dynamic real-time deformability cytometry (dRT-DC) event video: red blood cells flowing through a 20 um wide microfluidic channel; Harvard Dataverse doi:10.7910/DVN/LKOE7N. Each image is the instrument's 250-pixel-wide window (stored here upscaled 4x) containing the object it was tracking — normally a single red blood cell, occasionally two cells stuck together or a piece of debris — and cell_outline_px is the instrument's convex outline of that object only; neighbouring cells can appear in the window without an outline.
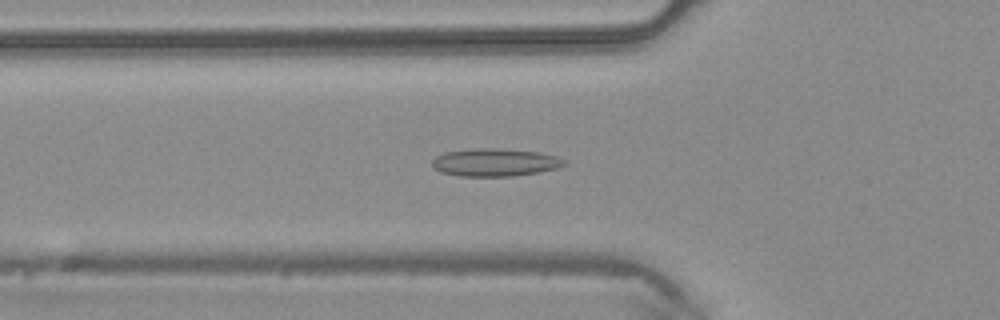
{"species": "common noctule bat (a hibernating species)", "species_latin": "Nyctalus noctula", "temperature_condition": "warm", "stored_images_in_passage": 45, "camera_frame_rate_fps": 3000, "um_per_image_px": 0.085, "animal": {"sex": "male", "body_mass_g": 20.4}, "frame": {"image": 1, "passage_image": 16, "time_ms": 5.0, "image_size_px": [1000, 320], "cell_outline_px": [[568, 164], [556, 168], [540, 172], [512, 176], [460, 176], [440, 172], [432, 168], [432, 160], [436, 156], [444, 152], [472, 148], [492, 148], [540, 152], [556, 156], [564, 160]], "centroid_in_image_um": [42.04, 13.8], "position_along_channel_um": 83.8, "area_um2": 21.5}}
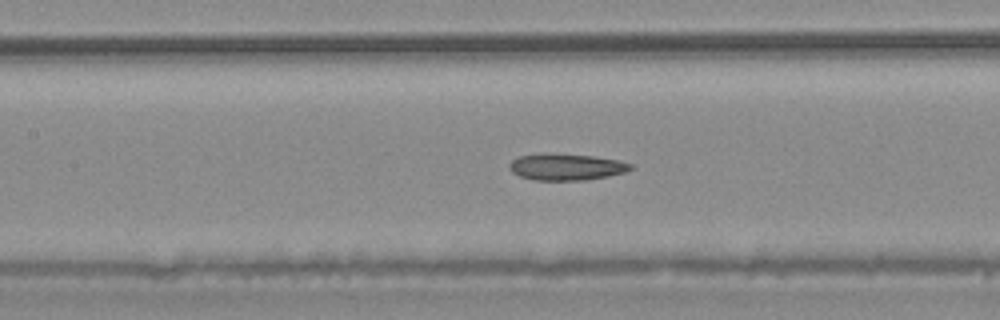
{"frame": {"image": 2, "passage_image": 21, "time_ms": 6.667, "image_size_px": [1000, 320], "cell_outline_px": [[632, 168], [624, 172], [608, 176], [588, 180], [532, 180], [520, 176], [512, 172], [508, 168], [508, 164], [512, 160], [520, 156], [540, 152], [596, 156], [620, 160], [632, 164]], "centroid_in_image_um": [48.1, 14.17], "position_along_channel_um": 159.3, "area_um2": 19.07}}
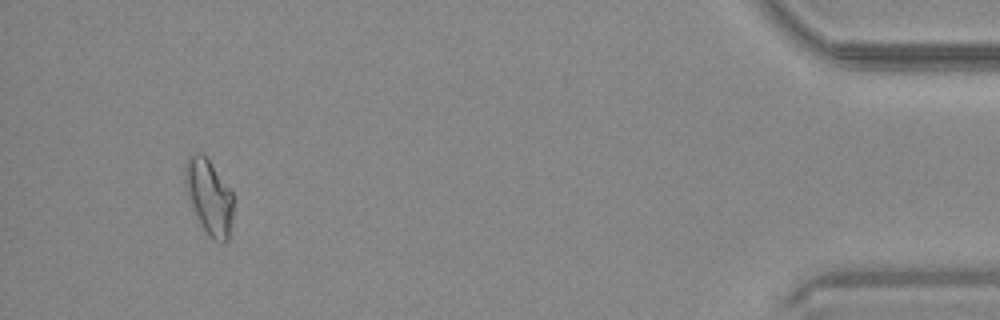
{"frame": {"image": 3, "passage_image": 43, "time_ms": 14.0, "image_size_px": [1000, 320], "cell_outline_px": [[232, 220], [228, 240], [224, 244], [220, 244], [212, 240], [208, 236], [200, 224], [196, 216], [188, 196], [184, 184], [184, 164], [188, 156], [196, 152], [200, 152], [208, 160], [232, 192]], "centroid_in_image_um": [17.75, 16.77], "position_along_channel_um": 417.5, "area_um2": 21.15}}